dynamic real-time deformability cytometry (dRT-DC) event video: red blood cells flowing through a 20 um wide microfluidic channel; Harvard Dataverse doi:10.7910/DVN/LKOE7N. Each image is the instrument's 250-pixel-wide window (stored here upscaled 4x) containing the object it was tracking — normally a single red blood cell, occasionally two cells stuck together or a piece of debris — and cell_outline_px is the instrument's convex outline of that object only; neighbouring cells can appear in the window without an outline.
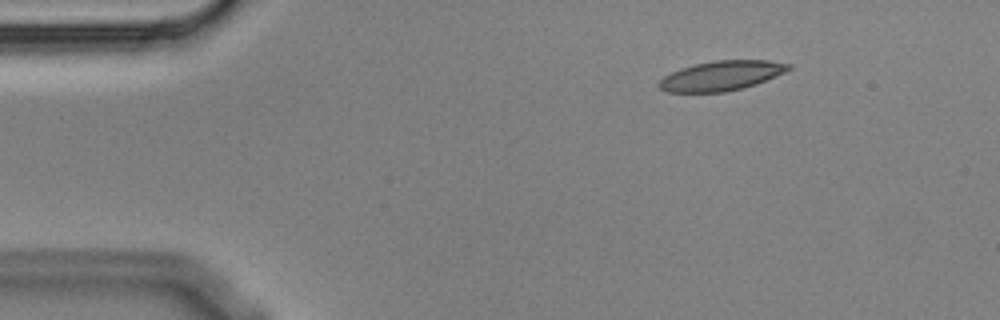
{"species": "Egyptian fruit bat (a non-hibernating species)", "species_latin": "Rousettus aegyptiacus", "temperature_condition": "cold", "stored_images_in_passage": 3, "camera_frame_rate_fps": 3000, "um_per_image_px": 0.085, "animal": {"sex": "male"}, "frame": {"image": 1, "passage_image": 1, "time_ms": 0.0, "image_size_px": [1000, 320], "cell_outline_px": [[792, 68], [784, 72], [756, 84], [724, 92], [668, 92], [660, 88], [656, 84], [664, 76], [680, 68], [696, 64], [716, 60], [768, 60], [792, 64]], "centroid_in_image_um": [61.31, 6.43], "position_along_channel_um": 23.7, "area_um2": 22.25}}